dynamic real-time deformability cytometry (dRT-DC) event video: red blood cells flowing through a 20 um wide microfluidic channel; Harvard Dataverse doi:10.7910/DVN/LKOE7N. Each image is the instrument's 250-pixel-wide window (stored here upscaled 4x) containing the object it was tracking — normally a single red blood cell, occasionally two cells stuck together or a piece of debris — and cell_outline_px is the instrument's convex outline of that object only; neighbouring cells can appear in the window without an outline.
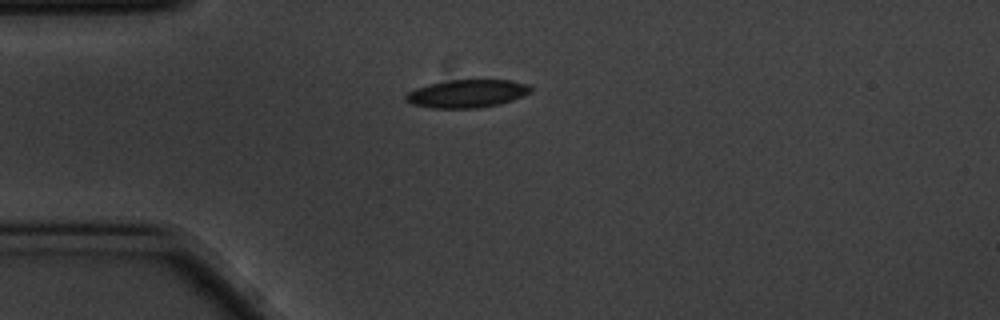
{"species": "common noctule bat (a hibernating species)", "species_latin": "Nyctalus noctula", "temperature_condition": "cold", "stored_images_in_passage": 44, "camera_frame_rate_fps": 3000, "um_per_image_px": 0.085, "animal": {"sex": "male", "body_mass_g": 20.1, "forearm_length_mm": 53.5}, "frame": {"image": 1, "passage_image": 1, "time_ms": 0.0, "image_size_px": [1000, 320], "cell_outline_px": [[532, 92], [512, 100], [500, 104], [480, 108], [432, 108], [412, 104], [404, 100], [404, 96], [408, 92], [416, 88], [428, 84], [452, 80], [512, 80], [528, 84], [532, 88]], "centroid_in_image_um": [39.7, 7.96], "position_along_channel_um": 45.3, "area_um2": 20.46}}
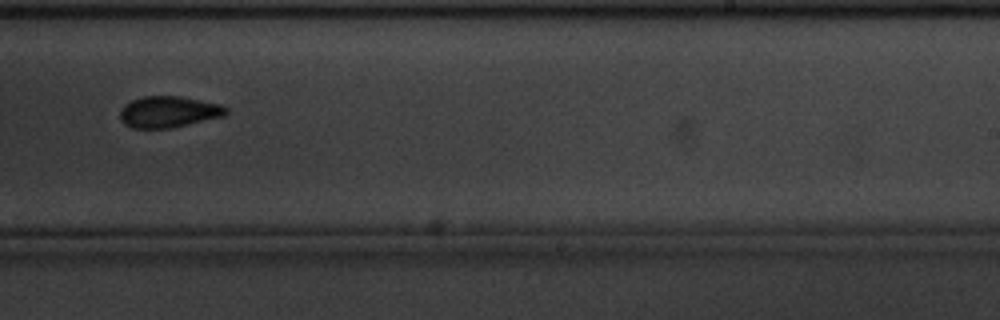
{"frame": {"image": 2, "passage_image": 22, "time_ms": 7.0, "image_size_px": [1000, 320], "cell_outline_px": [[228, 112], [224, 116], [188, 124], [168, 128], [132, 128], [124, 124], [120, 120], [120, 108], [124, 104], [132, 100], [144, 96], [180, 96], [220, 104], [228, 108]], "centroid_in_image_um": [14.3, 9.5], "position_along_channel_um": 274.7, "area_um2": 19.36}}
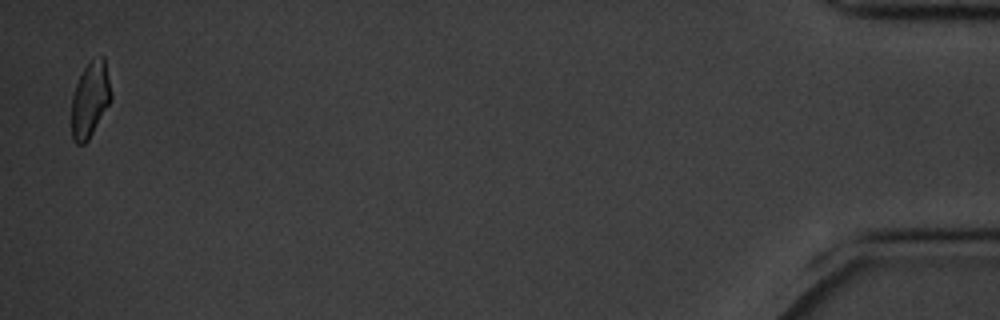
{"frame": {"image": 3, "passage_image": 43, "time_ms": 14.0, "image_size_px": [1000, 320], "cell_outline_px": [[112, 100], [88, 140], [84, 144], [76, 144], [72, 136], [72, 96], [76, 84], [88, 60], [100, 56], [104, 56], [112, 92]], "centroid_in_image_um": [7.68, 8.43], "position_along_channel_um": 427.5, "area_um2": 17.51}, "authors_computed_cell_mechanics": {"area_um2": 19.5364, "velocity_mm_per_s": 3.4918, "shape_relaxation_time_tau1_ms": 4.2724, "shape_relaxation_time_tau2_ms": 5.1965, "deformation_change_tau1": 0.109, "deformation_change_tau2": 0.1094}}